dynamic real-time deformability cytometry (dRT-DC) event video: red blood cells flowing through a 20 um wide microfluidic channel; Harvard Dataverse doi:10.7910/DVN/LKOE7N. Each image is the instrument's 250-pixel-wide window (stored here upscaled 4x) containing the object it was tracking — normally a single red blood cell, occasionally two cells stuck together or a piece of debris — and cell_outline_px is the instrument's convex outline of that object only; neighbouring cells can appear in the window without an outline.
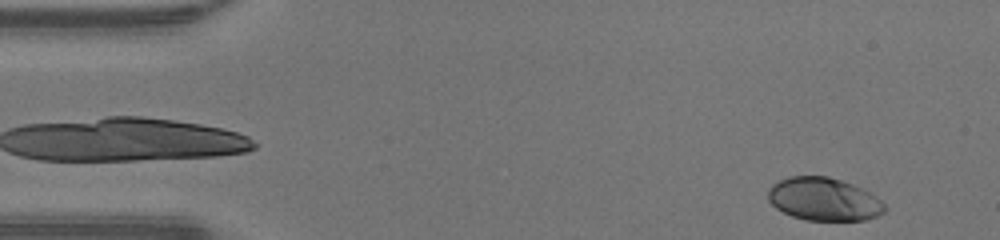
{"species": "human", "species_latin": "Homo sapiens", "temperature_condition": "warm", "stored_images_in_passage": 45, "camera_frame_rate_fps": 3000, "um_per_image_px": 0.085, "donor": {"sex": "male"}, "frame": {"image": 1, "passage_image": 1, "time_ms": 0.0, "image_size_px": [1000, 240], "cell_outline_px": [[884, 212], [876, 216], [864, 220], [804, 220], [792, 216], [776, 208], [768, 200], [768, 188], [772, 184], [788, 176], [828, 176], [852, 184], [876, 196], [884, 204]], "centroid_in_image_um": [69.99, 16.93], "position_along_channel_um": 15.0, "area_um2": 29.07}}
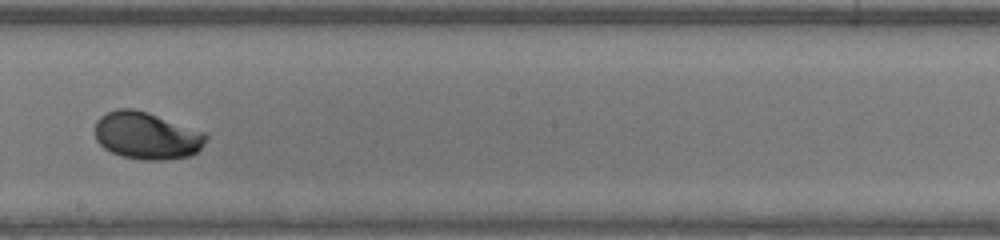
{"frame": {"image": 2, "passage_image": 24, "time_ms": 7.667, "image_size_px": [1000, 240], "cell_outline_px": [[208, 136], [200, 148], [196, 152], [188, 156], [168, 160], [144, 160], [124, 156], [112, 152], [104, 148], [96, 140], [96, 120], [100, 116], [116, 108], [132, 108], [148, 112], [208, 132]], "centroid_in_image_um": [12.49, 11.51], "position_along_channel_um": 235.7, "area_um2": 30.75}}
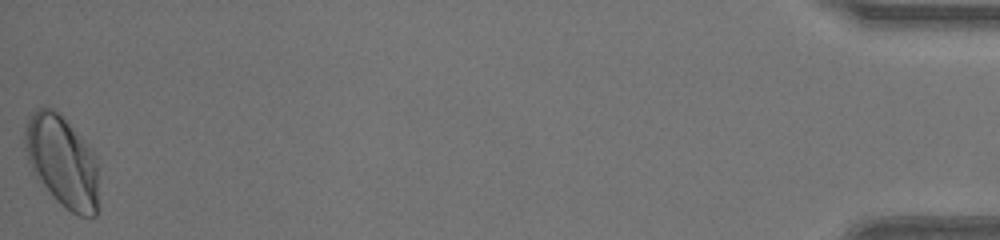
{"frame": {"image": 3, "passage_image": 45, "time_ms": 14.667, "image_size_px": [1000, 240], "cell_outline_px": [[100, 208], [96, 216], [80, 216], [72, 212], [56, 200], [52, 196], [32, 172], [24, 148], [24, 128], [28, 116], [36, 108], [52, 108], [60, 112], [92, 148], [96, 164]], "centroid_in_image_um": [5.29, 13.71], "position_along_channel_um": 429.9, "area_um2": 40.06}, "authors_computed_cell_mechanics": {"area_um2": 30.2294, "velocity_mm_per_s": 4.3154, "shape_relaxation_time_tau1_ms": 5.4525, "shape_relaxation_time_tau2_ms": null, "deformation_change_tau1": 0.2085, "deformation_change_tau2": null}}